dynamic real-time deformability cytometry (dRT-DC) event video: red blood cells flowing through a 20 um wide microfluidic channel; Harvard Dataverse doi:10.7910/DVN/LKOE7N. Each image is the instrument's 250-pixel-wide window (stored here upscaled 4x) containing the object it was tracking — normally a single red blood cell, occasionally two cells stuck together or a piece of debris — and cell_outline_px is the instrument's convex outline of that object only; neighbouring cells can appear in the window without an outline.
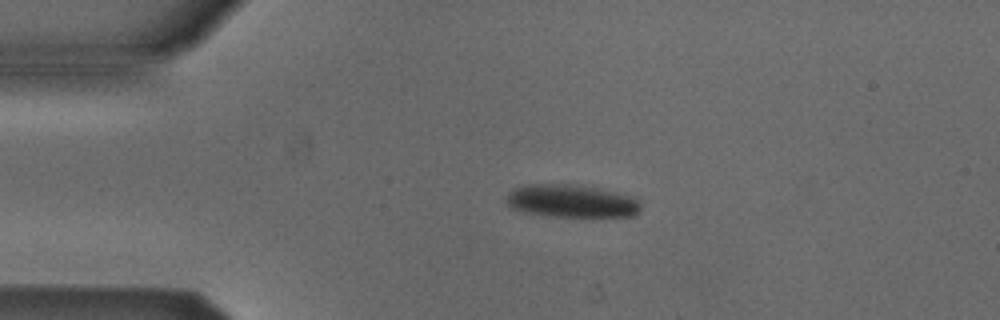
{"species": "Egyptian fruit bat (a non-hibernating species)", "species_latin": "Rousettus aegyptiacus", "temperature_condition": "cold", "stored_images_in_passage": 5, "camera_frame_rate_fps": 3000, "um_per_image_px": 0.085, "animal": {"sex": "male"}, "frame": {"image": 1, "passage_image": 4, "time_ms": 1.0, "image_size_px": [1000, 320], "cell_outline_px": [[640, 208], [632, 216], [552, 216], [524, 212], [512, 208], [508, 204], [508, 192], [524, 184], [572, 184], [612, 192], [628, 196], [636, 200], [640, 204]], "centroid_in_image_um": [48.5, 17.09], "position_along_channel_um": 36.5, "area_um2": 24.97}}